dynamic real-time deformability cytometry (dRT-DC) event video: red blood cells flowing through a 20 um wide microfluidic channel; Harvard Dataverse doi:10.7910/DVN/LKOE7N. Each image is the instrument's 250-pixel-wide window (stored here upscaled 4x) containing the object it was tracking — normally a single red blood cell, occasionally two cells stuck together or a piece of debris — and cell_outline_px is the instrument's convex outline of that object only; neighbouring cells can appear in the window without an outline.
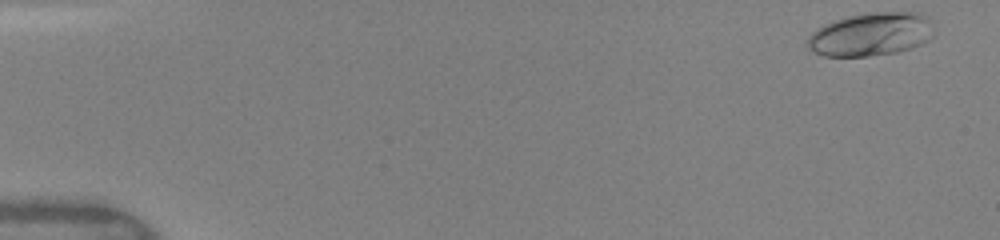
{"species": "human", "species_latin": "Homo sapiens", "temperature_condition": "warm", "stored_images_in_passage": 48, "camera_frame_rate_fps": 3000, "um_per_image_px": 0.085, "donor": {"sex": "female"}, "frame": {"image": 1, "passage_image": 1, "time_ms": 0.0, "image_size_px": [1000, 240], "cell_outline_px": [[932, 36], [928, 40], [912, 48], [896, 52], [868, 56], [824, 56], [812, 52], [804, 44], [808, 36], [816, 28], [836, 20], [848, 16], [876, 12], [920, 12], [928, 20], [932, 32]], "centroid_in_image_um": [73.96, 2.93], "position_along_channel_um": 11.0, "area_um2": 31.79}}
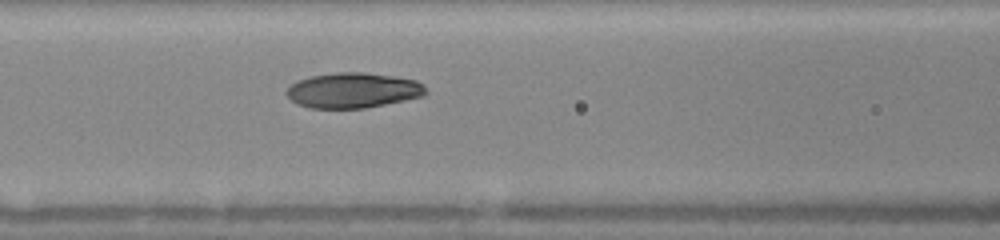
{"frame": {"image": 2, "passage_image": 21, "time_ms": 6.667, "image_size_px": [1000, 240], "cell_outline_px": [[428, 92], [424, 96], [364, 108], [308, 108], [296, 104], [284, 92], [292, 84], [300, 80], [312, 76], [336, 72], [364, 72], [392, 76], [416, 80], [424, 84]], "centroid_in_image_um": [30.02, 7.68], "position_along_channel_um": 136.6, "area_um2": 28.55}}
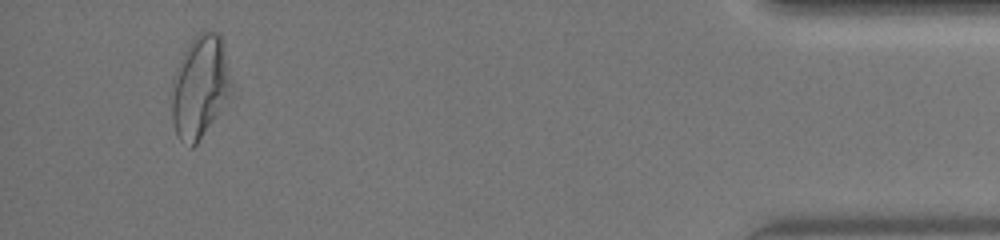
{"frame": {"image": 3, "passage_image": 46, "time_ms": 15.0, "image_size_px": [1000, 240], "cell_outline_px": [[236, 88], [196, 144], [192, 148], [188, 148], [176, 136], [172, 120], [172, 80], [176, 68], [188, 44], [204, 28], [216, 32], [224, 40]], "centroid_in_image_um": [17.05, 7.34], "position_along_channel_um": 418.1, "area_um2": 36.65}, "authors_computed_cell_mechanics": {"area_um2": 29.189, "velocity_mm_per_s": 4.1066, "shape_relaxation_time_tau1_ms": 6.9837, "shape_relaxation_time_tau2_ms": 1.068, "deformation_change_tau1": 0.2412, "deformation_change_tau2": 0.0552}}